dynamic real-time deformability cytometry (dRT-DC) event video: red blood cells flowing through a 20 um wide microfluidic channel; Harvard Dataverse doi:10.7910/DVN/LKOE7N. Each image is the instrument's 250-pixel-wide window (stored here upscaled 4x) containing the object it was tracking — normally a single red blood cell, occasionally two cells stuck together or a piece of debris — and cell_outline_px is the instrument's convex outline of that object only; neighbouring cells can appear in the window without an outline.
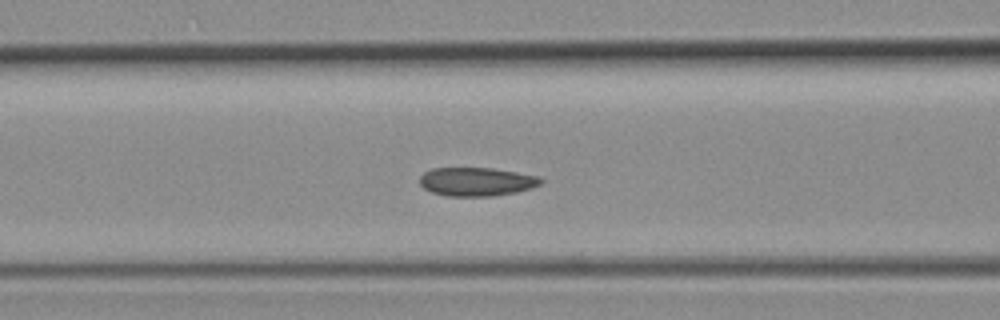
{"species": "common noctule bat (a hibernating species)", "species_latin": "Nyctalus noctula", "temperature_condition": "room temperature", "stored_images_in_passage": 43, "camera_frame_rate_fps": 3000, "um_per_image_px": 0.085, "animal": {"sex": "female", "body_mass_g": 19.3, "forearm_length_mm": 54.1}, "frame": {"image": 1, "passage_image": 13, "time_ms": 4.0, "image_size_px": [1000, 320], "cell_outline_px": [[544, 180], [540, 184], [532, 188], [516, 192], [492, 196], [448, 196], [432, 192], [424, 188], [420, 184], [420, 176], [424, 172], [432, 168], [492, 168], [540, 176]], "centroid_in_image_um": [40.52, 15.44], "position_along_channel_um": 126.1, "area_um2": 20.23}}
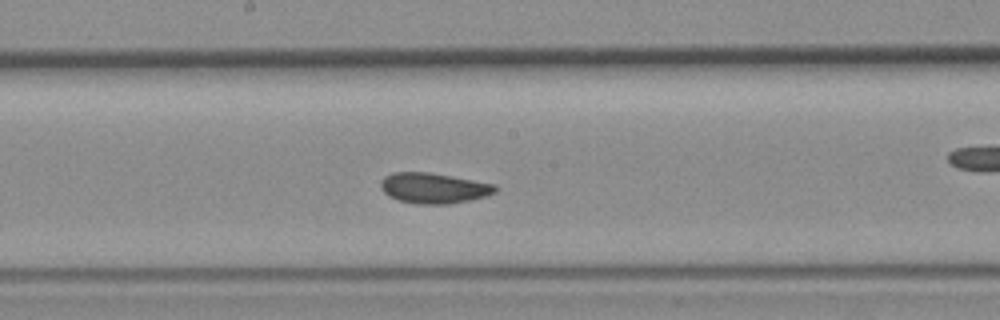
{"frame": {"image": 2, "passage_image": 19, "time_ms": 6.0, "image_size_px": [1000, 320], "cell_outline_px": [[500, 188], [496, 192], [488, 196], [472, 200], [448, 204], [416, 204], [400, 200], [388, 196], [380, 188], [380, 180], [384, 176], [392, 172], [428, 172], [496, 184]], "centroid_in_image_um": [36.89, 15.99], "position_along_channel_um": 211.3, "area_um2": 20.63}}
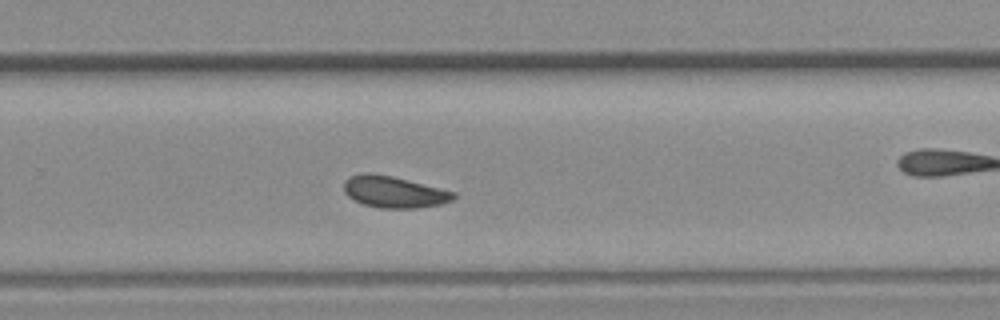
{"frame": {"image": 3, "passage_image": 25, "time_ms": 8.0, "image_size_px": [1000, 320], "cell_outline_px": [[456, 196], [452, 200], [440, 204], [416, 208], [380, 208], [364, 204], [348, 196], [344, 192], [344, 180], [348, 176], [360, 172], [368, 172], [392, 176], [456, 192]], "centroid_in_image_um": [33.45, 16.3], "position_along_channel_um": 296.3, "area_um2": 20.17}, "authors_computed_cell_mechanics": {"area_um2": 20.23, "velocity_mm_per_s": 4.2667, "shape_relaxation_time_tau1_ms": null, "shape_relaxation_time_tau2_ms": 3.1918, "deformation_change_tau1": null, "deformation_change_tau2": 0.0506}}